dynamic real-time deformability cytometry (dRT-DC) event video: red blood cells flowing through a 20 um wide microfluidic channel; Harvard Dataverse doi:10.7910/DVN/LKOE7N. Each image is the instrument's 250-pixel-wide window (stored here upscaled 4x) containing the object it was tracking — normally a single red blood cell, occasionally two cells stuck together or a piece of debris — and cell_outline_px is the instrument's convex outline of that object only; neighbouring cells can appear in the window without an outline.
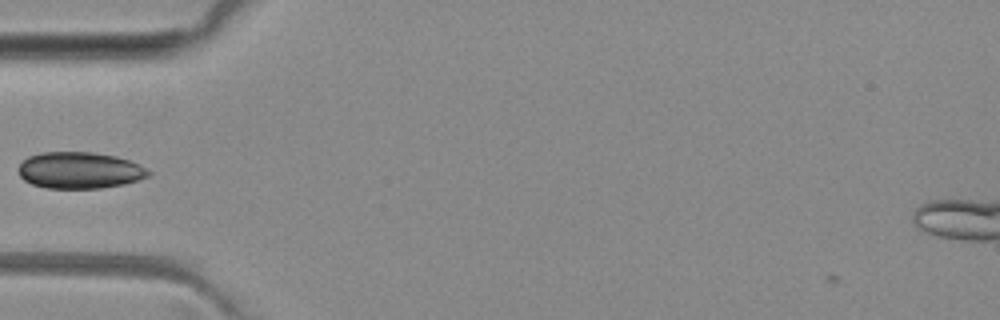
{"species": "common noctule bat (a hibernating species)", "species_latin": "Nyctalus noctula", "temperature_condition": "room temperature", "stored_images_in_passage": 2, "camera_frame_rate_fps": 3000, "um_per_image_px": 0.085, "animal": {"sex": "female", "body_mass_g": 29.2, "forearm_length_mm": 56.3}, "frame": {"image": 1, "passage_image": 2, "time_ms": 2.0, "image_size_px": [1000, 320], "cell_outline_px": [[152, 172], [148, 176], [124, 184], [100, 188], [48, 188], [32, 184], [24, 180], [20, 176], [20, 164], [28, 156], [40, 152], [92, 152], [116, 156], [128, 160]], "centroid_in_image_um": [6.75, 14.47], "position_along_channel_um": 78.3, "area_um2": 27.4}}